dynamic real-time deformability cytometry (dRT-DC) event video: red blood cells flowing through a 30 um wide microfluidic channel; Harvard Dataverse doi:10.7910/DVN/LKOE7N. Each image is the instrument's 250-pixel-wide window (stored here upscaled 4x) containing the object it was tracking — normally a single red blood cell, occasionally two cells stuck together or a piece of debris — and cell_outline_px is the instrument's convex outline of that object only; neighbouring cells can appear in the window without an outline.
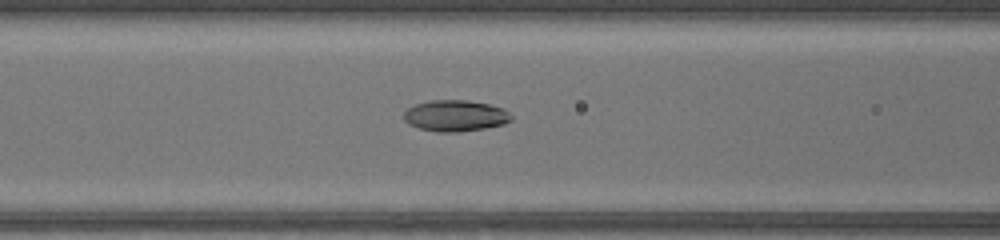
{"species": "common noctule bat (a hibernating species)", "species_latin": "Nyctalus noctula", "temperature_condition": "warm", "stored_images_in_passage": 38, "camera_frame_rate_fps": 3000, "um_per_image_px": 0.085, "animal": {"sex": "female", "body_mass_g": 17.0, "forearm_length_mm": 48.0}, "frame": {"image": 1, "passage_image": 12, "time_ms": 3.667, "image_size_px": [1000, 240], "cell_outline_px": [[512, 120], [504, 124], [484, 128], [460, 132], [436, 132], [420, 128], [408, 124], [404, 120], [404, 112], [408, 108], [416, 104], [428, 100], [468, 100], [488, 104], [504, 108], [512, 116]], "centroid_in_image_um": [38.7, 9.84], "position_along_channel_um": 127.9, "area_um2": 19.65}}
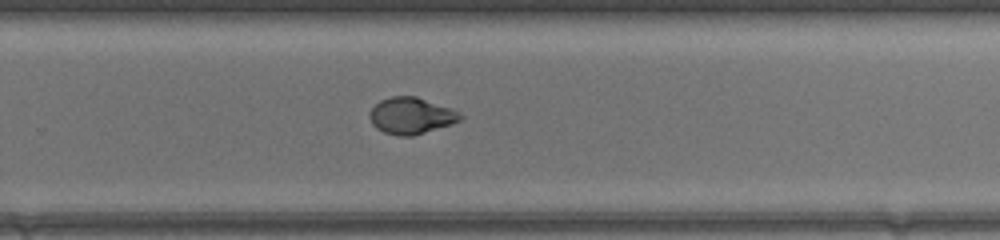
{"frame": {"image": 2, "passage_image": 23, "time_ms": 7.333, "image_size_px": [1000, 240], "cell_outline_px": [[464, 120], [452, 124], [412, 136], [396, 136], [384, 132], [376, 128], [372, 124], [368, 116], [368, 112], [380, 100], [392, 96], [416, 96], [452, 108], [460, 112], [464, 116]], "centroid_in_image_um": [34.97, 9.84], "position_along_channel_um": 294.8, "area_um2": 19.59}}
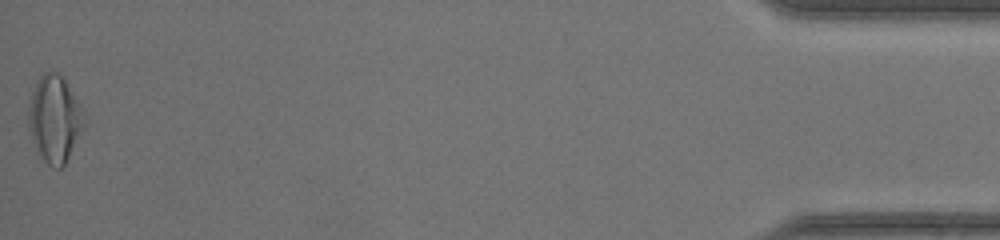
{"frame": {"image": 3, "passage_image": 38, "time_ms": 12.333, "image_size_px": [1000, 240], "cell_outline_px": [[88, 120], [64, 164], [60, 168], [56, 168], [48, 164], [40, 156], [32, 140], [28, 128], [28, 112], [32, 92], [36, 80], [44, 72], [60, 72], [80, 104]], "centroid_in_image_um": [4.65, 10.08], "position_along_channel_um": 430.5, "area_um2": 28.21}}